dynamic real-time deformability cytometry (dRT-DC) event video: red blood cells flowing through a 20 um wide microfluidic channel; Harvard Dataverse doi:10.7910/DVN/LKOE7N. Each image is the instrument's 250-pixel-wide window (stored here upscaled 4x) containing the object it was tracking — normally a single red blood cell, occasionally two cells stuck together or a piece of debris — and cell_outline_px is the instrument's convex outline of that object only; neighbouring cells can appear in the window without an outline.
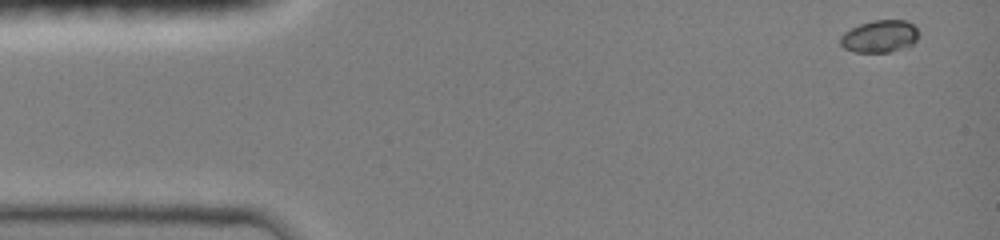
{"species": "common noctule bat (a hibernating species)", "species_latin": "Nyctalus noctula", "temperature_condition": "room temperature", "stored_images_in_passage": 11, "camera_frame_rate_fps": 3000, "um_per_image_px": 0.085, "animal": {"sex": "female", "body_mass_g": 19.0, "forearm_length_mm": 51.5}, "frame": {"image": 1, "passage_image": 1, "time_ms": 0.0, "image_size_px": [1000, 240], "cell_outline_px": [[916, 40], [908, 48], [888, 52], [856, 52], [844, 48], [840, 44], [840, 36], [844, 32], [860, 24], [872, 20], [904, 20], [912, 24], [916, 28]], "centroid_in_image_um": [74.75, 3.1], "position_along_channel_um": 10.2, "area_um2": 14.68}}
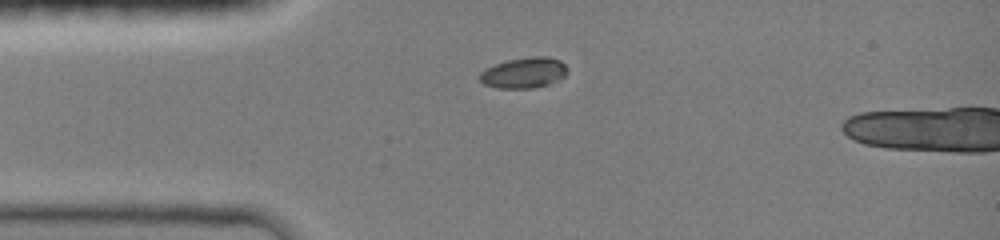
{"frame": {"image": 2, "passage_image": 9, "time_ms": 2.667, "image_size_px": [1000, 240], "cell_outline_px": [[568, 72], [564, 76], [548, 84], [532, 88], [500, 88], [484, 84], [480, 80], [480, 72], [484, 68], [508, 60], [532, 56], [548, 56], [560, 60], [568, 68]], "centroid_in_image_um": [44.54, 6.17], "position_along_channel_um": 40.5, "area_um2": 15.61}}